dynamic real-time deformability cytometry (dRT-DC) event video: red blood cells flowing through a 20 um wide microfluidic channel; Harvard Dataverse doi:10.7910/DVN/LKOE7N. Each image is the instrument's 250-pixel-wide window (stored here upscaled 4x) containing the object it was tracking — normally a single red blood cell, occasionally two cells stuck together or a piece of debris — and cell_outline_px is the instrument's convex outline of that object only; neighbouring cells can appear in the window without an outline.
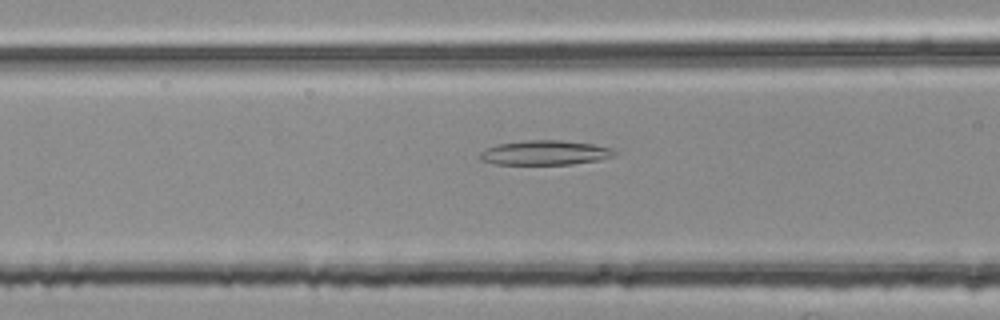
{"species": "common noctule bat (a hibernating species)", "species_latin": "Nyctalus noctula", "temperature_condition": "room temperature", "stored_images_in_passage": 54, "camera_frame_rate_fps": 3000, "um_per_image_px": 0.085, "animal": {"sex": "female", "body_mass_g": 25.1}, "frame": {"image": 1, "passage_image": 21, "time_ms": 6.667, "image_size_px": [1000, 320], "cell_outline_px": [[616, 156], [600, 160], [572, 164], [496, 164], [480, 160], [480, 152], [484, 148], [496, 144], [524, 140], [560, 140], [592, 144], [612, 148], [616, 152]], "centroid_in_image_um": [46.32, 12.98], "position_along_channel_um": 120.3, "area_um2": 19.42}}
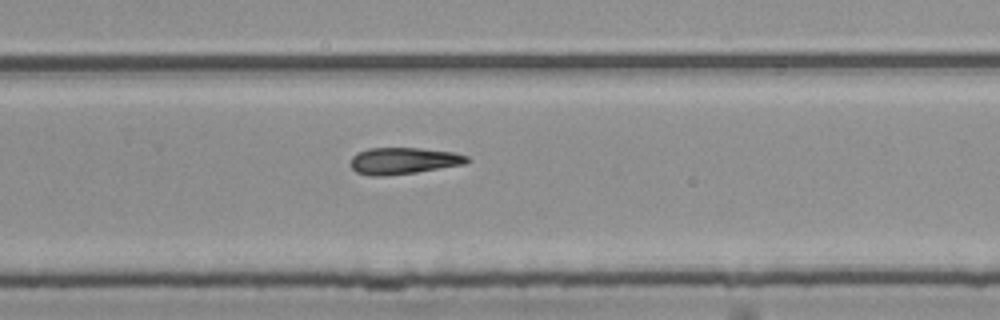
{"frame": {"image": 2, "passage_image": 35, "time_ms": 11.333, "image_size_px": [1000, 320], "cell_outline_px": [[472, 160], [468, 164], [416, 172], [388, 176], [368, 176], [356, 172], [352, 168], [352, 156], [356, 152], [368, 148], [420, 148], [452, 152], [468, 156]], "centroid_in_image_um": [34.32, 13.67], "position_along_channel_um": 295.5, "area_um2": 18.32}}
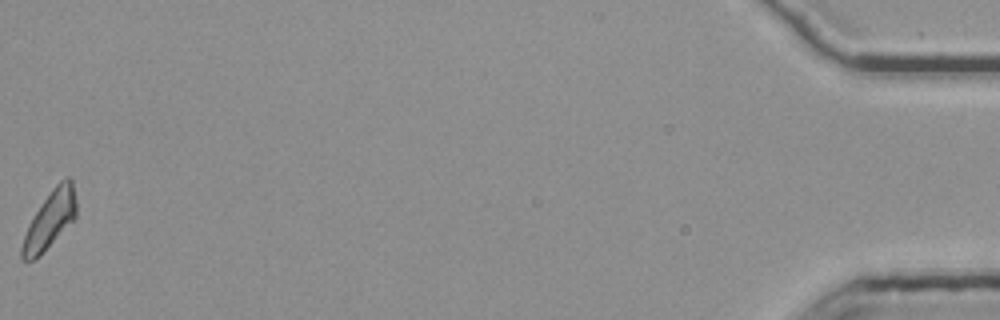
{"frame": {"image": 3, "passage_image": 54, "time_ms": 17.667, "image_size_px": [1000, 320], "cell_outline_px": [[76, 216], [40, 256], [32, 260], [20, 260], [20, 248], [28, 224], [52, 188], [64, 176], [68, 176], [72, 180], [76, 200]], "centroid_in_image_um": [4.22, 18.68], "position_along_channel_um": 431.0, "area_um2": 17.98}}